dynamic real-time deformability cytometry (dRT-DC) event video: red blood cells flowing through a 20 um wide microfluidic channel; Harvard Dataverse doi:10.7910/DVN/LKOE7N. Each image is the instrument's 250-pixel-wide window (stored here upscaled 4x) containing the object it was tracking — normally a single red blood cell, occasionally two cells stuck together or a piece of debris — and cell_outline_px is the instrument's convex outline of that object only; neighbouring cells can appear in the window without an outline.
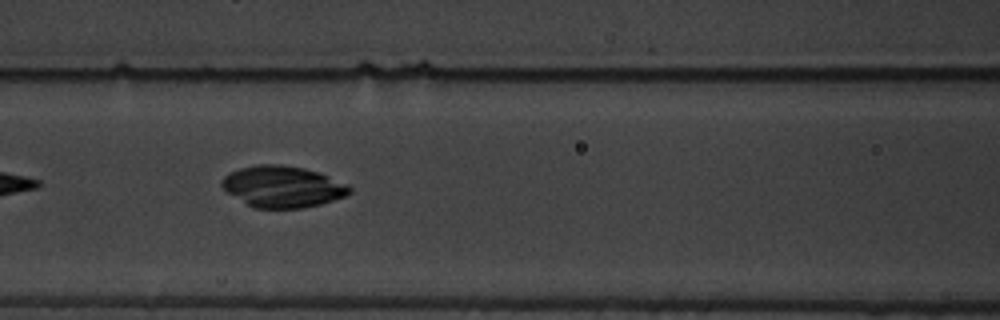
{"species": "common noctule bat (a hibernating species)", "species_latin": "Nyctalus noctula", "temperature_condition": "warm", "stored_images_in_passage": 10, "camera_frame_rate_fps": 3000, "um_per_image_px": 0.085, "animal": {"sex": "male", "body_mass_g": 19.5, "forearm_length_mm": 54.6}, "frame": {"image": 1, "passage_image": 7, "time_ms": 6.667, "image_size_px": [1000, 320], "cell_outline_px": [[352, 192], [344, 196], [320, 204], [304, 208], [256, 208], [248, 204], [228, 192], [220, 184], [220, 180], [224, 176], [240, 168], [256, 164], [280, 164], [304, 168], [320, 172], [348, 184], [352, 188]], "centroid_in_image_um": [24.05, 15.85], "position_along_channel_um": 142.5, "area_um2": 30.75}}
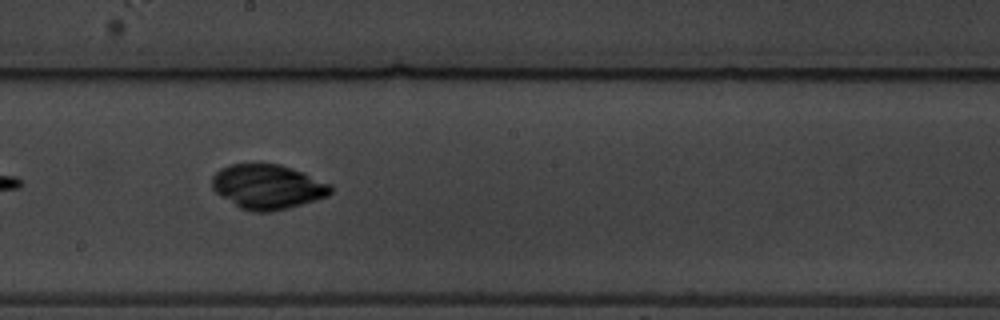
{"frame": {"image": 2, "passage_image": 9, "time_ms": 9.0, "image_size_px": [1000, 320], "cell_outline_px": [[332, 192], [328, 196], [300, 204], [268, 212], [252, 212], [240, 208], [220, 196], [212, 188], [212, 176], [220, 168], [228, 164], [280, 164], [304, 172], [332, 184]], "centroid_in_image_um": [22.74, 15.86], "position_along_channel_um": 225.5, "area_um2": 30.87}}